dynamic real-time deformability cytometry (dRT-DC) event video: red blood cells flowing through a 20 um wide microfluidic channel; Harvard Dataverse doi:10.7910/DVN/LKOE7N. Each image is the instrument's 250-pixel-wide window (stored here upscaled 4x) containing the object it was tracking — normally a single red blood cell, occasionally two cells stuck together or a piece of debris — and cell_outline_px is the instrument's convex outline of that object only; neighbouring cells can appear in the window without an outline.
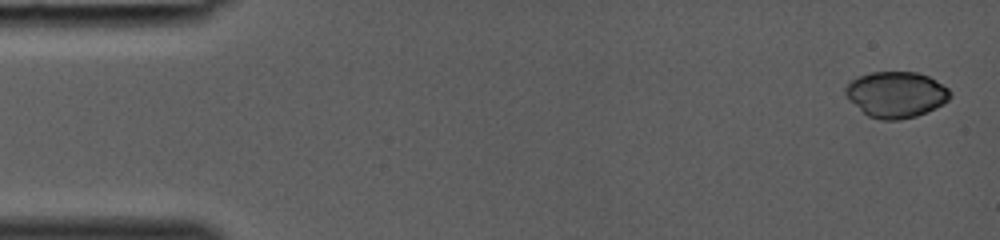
{"species": "common noctule bat (a hibernating species)", "species_latin": "Nyctalus noctula", "temperature_condition": "room temperature", "stored_images_in_passage": 10, "camera_frame_rate_fps": 3000, "um_per_image_px": 0.085, "animal": {"sex": "female", "body_mass_g": 19.0, "forearm_length_mm": 53.3}, "frame": {"image": 1, "passage_image": 1, "time_ms": 0.0, "image_size_px": [1000, 240], "cell_outline_px": [[952, 96], [948, 100], [936, 108], [928, 112], [916, 116], [900, 120], [880, 120], [868, 116], [844, 92], [844, 88], [852, 80], [860, 76], [872, 72], [916, 72], [928, 76], [936, 80], [948, 88], [952, 92]], "centroid_in_image_um": [76.22, 8.04], "position_along_channel_um": 8.8, "area_um2": 27.86}}
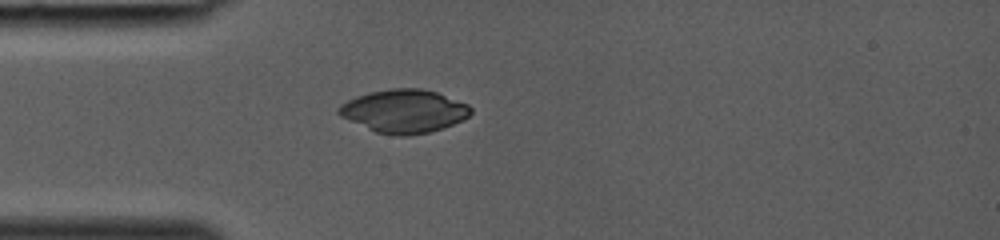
{"frame": {"image": 2, "passage_image": 6, "time_ms": 1.667, "image_size_px": [1000, 240], "cell_outline_px": [[472, 112], [468, 116], [452, 124], [428, 132], [408, 136], [396, 136], [376, 132], [340, 116], [336, 112], [336, 108], [340, 104], [356, 96], [368, 92], [392, 88], [424, 88], [436, 92], [468, 104], [472, 108]], "centroid_in_image_um": [34.31, 9.43], "position_along_channel_um": 50.7, "area_um2": 33.18}}
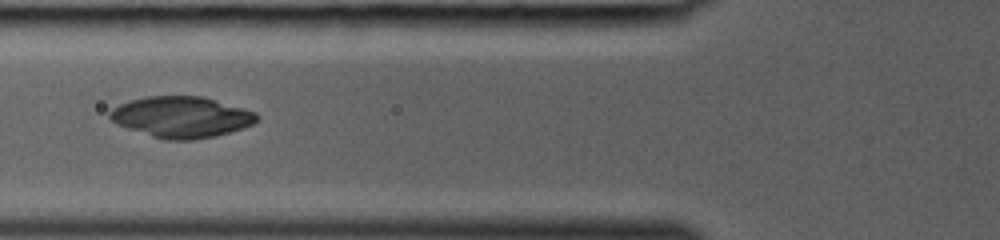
{"frame": {"image": 3, "passage_image": 9, "time_ms": 2.667, "image_size_px": [1000, 240], "cell_outline_px": [[260, 120], [244, 128], [216, 136], [192, 140], [164, 140], [116, 124], [108, 116], [108, 112], [112, 108], [128, 100], [148, 96], [204, 96], [244, 108], [256, 112], [260, 116]], "centroid_in_image_um": [15.45, 9.94], "position_along_channel_um": 110.4, "area_um2": 35.49}}